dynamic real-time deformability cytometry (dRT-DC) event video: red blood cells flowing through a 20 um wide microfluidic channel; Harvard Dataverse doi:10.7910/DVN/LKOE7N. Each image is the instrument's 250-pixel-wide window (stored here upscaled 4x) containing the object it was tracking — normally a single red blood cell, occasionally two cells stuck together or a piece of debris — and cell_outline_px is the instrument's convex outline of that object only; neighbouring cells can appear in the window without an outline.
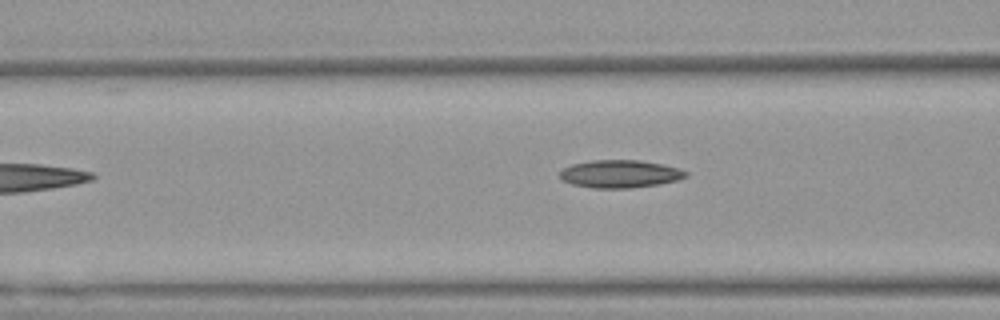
{"species": "Egyptian fruit bat (a non-hibernating species)", "species_latin": "Rousettus aegyptiacus", "temperature_condition": "warm", "stored_images_in_passage": 4, "segment_of_instrument_passage": [1, 2], "camera_frame_rate_fps": 3000, "um_per_image_px": 0.085, "animal": {"sex": "female"}, "frame": {"image": 1, "passage_image": 3, "time_ms": 0.667, "image_size_px": [1000, 320], "cell_outline_px": [[688, 176], [676, 180], [660, 184], [628, 188], [592, 188], [572, 184], [564, 180], [560, 176], [560, 172], [564, 168], [572, 164], [592, 160], [640, 160], [664, 164], [680, 168], [688, 172]], "centroid_in_image_um": [52.74, 14.77], "position_along_channel_um": 113.9, "area_um2": 20.4}}